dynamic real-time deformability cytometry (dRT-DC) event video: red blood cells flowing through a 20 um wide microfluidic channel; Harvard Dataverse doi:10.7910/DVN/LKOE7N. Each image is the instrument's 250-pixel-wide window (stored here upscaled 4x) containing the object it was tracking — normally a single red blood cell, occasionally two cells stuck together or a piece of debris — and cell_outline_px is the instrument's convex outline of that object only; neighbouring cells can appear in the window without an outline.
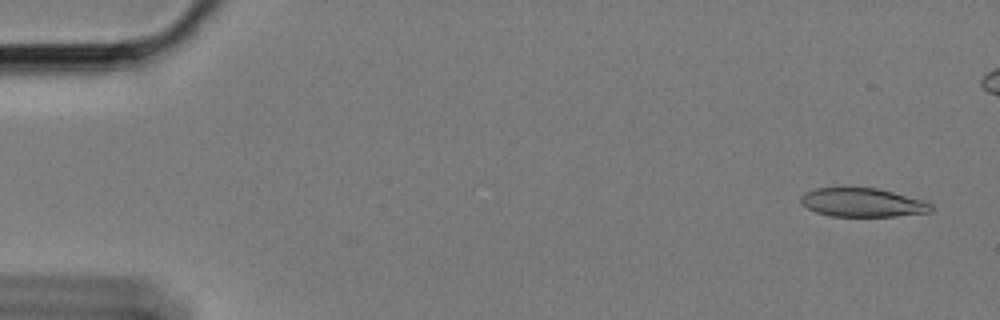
{"species": "Egyptian fruit bat (a non-hibernating species)", "species_latin": "Rousettus aegyptiacus", "temperature_condition": "cold", "stored_images_in_passage": 10, "camera_frame_rate_fps": 3000, "um_per_image_px": 0.085, "animal": {"sex": "female"}, "frame": {"image": 1, "passage_image": 1, "time_ms": 0.0, "image_size_px": [1000, 320], "cell_outline_px": [[932, 212], [896, 216], [832, 216], [816, 212], [800, 204], [800, 196], [804, 192], [816, 188], [876, 188], [924, 200], [932, 204]], "centroid_in_image_um": [73.3, 17.22], "position_along_channel_um": 11.7, "area_um2": 21.79}}